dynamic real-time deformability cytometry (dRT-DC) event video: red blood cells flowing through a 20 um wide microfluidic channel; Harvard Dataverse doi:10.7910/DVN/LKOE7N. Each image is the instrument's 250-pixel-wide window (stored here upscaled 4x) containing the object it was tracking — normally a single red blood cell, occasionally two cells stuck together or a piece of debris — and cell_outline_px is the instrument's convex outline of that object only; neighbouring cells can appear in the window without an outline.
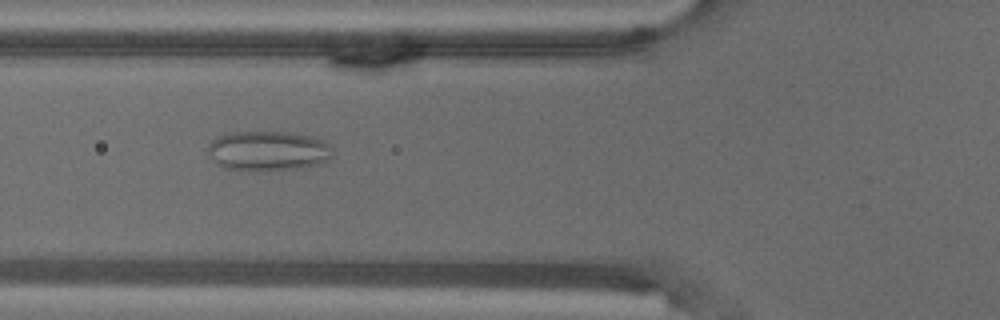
{"species": "common noctule bat (a hibernating species)", "species_latin": "Nyctalus noctula", "temperature_condition": "warm", "stored_images_in_passage": 45, "camera_frame_rate_fps": 3000, "um_per_image_px": 0.085, "animal": {"sex": "male", "body_mass_g": 18.8}, "frame": {"image": 1, "passage_image": 10, "time_ms": 3.0, "image_size_px": [1000, 320], "cell_outline_px": [[332, 156], [328, 160], [320, 164], [300, 168], [256, 172], [224, 168], [216, 164], [208, 152], [208, 144], [212, 140], [228, 132], [288, 132], [312, 136], [324, 140], [332, 144]], "centroid_in_image_um": [22.81, 12.84], "position_along_channel_um": 103.0, "area_um2": 29.54}}
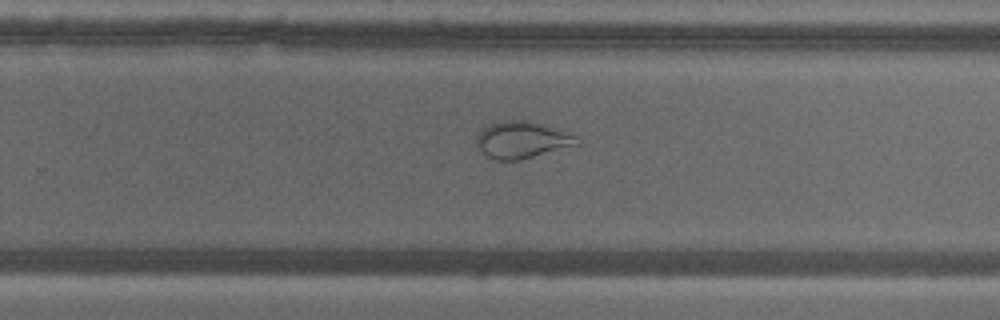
{"frame": {"image": 2, "passage_image": 25, "time_ms": 8.0, "image_size_px": [1000, 320], "cell_outline_px": [[580, 144], [520, 160], [496, 160], [488, 156], [480, 148], [476, 140], [476, 136], [488, 124], [504, 120], [532, 120], [580, 136]], "centroid_in_image_um": [44.43, 11.87], "position_along_channel_um": 285.4, "area_um2": 21.68}}
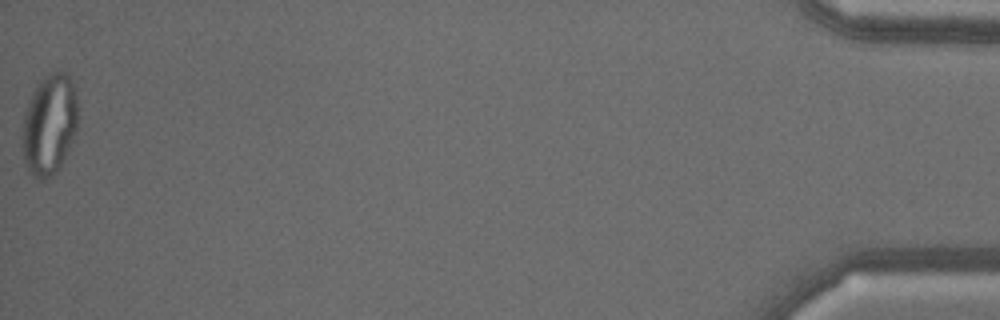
{"frame": {"image": 3, "passage_image": 45, "time_ms": 14.667, "image_size_px": [1000, 320], "cell_outline_px": [[76, 128], [68, 148], [60, 164], [52, 176], [44, 180], [36, 180], [28, 172], [24, 160], [20, 136], [24, 112], [32, 92], [44, 76], [52, 72], [64, 72], [72, 80], [76, 92]], "centroid_in_image_um": [4.14, 10.6], "position_along_channel_um": 431.1, "area_um2": 32.6}}